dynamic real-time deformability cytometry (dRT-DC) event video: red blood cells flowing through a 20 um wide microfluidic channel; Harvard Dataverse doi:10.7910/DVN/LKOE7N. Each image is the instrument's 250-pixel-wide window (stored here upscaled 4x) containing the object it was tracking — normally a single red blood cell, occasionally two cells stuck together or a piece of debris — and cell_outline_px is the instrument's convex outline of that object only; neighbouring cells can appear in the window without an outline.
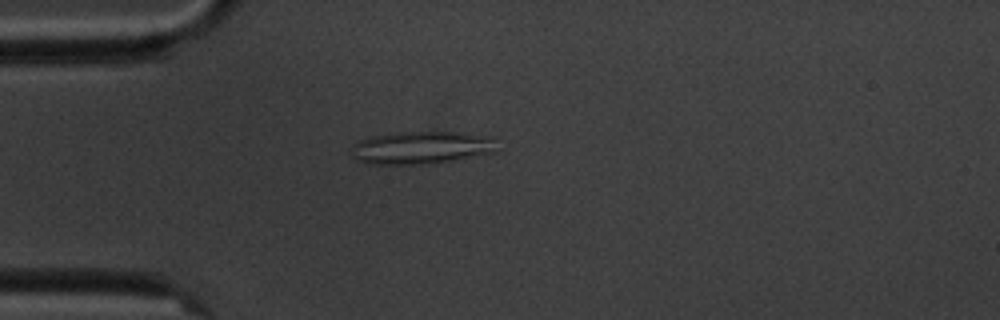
{"species": "common noctule bat (a hibernating species)", "species_latin": "Nyctalus noctula", "temperature_condition": "cold", "stored_images_in_passage": 4, "camera_frame_rate_fps": 3000, "um_per_image_px": 0.085, "animal": {"sex": "male", "body_mass_g": 20.1, "forearm_length_mm": 53.5}, "frame": {"image": 1, "passage_image": 4, "time_ms": 4.333, "image_size_px": [1000, 320], "cell_outline_px": [[496, 152], [452, 160], [420, 164], [372, 164], [356, 160], [352, 156], [352, 144], [360, 140], [372, 136], [400, 132], [464, 132], [496, 136]], "centroid_in_image_um": [35.86, 12.53], "position_along_channel_um": 49.1, "area_um2": 27.92}}